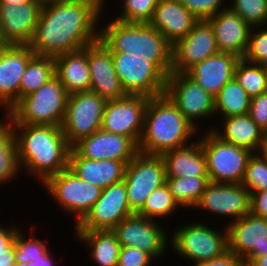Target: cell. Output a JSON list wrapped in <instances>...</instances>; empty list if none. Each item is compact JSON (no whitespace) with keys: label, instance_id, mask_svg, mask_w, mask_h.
I'll list each match as a JSON object with an SVG mask.
<instances>
[{"label":"cell","instance_id":"3957f363","mask_svg":"<svg viewBox=\"0 0 267 266\" xmlns=\"http://www.w3.org/2000/svg\"><path fill=\"white\" fill-rule=\"evenodd\" d=\"M197 131L166 94L151 97L145 111L138 151L161 156L164 152L186 146Z\"/></svg>","mask_w":267,"mask_h":266},{"label":"cell","instance_id":"f1b7e54d","mask_svg":"<svg viewBox=\"0 0 267 266\" xmlns=\"http://www.w3.org/2000/svg\"><path fill=\"white\" fill-rule=\"evenodd\" d=\"M223 131L211 127V131L222 141L259 153L264 142L263 130L248 114L222 118Z\"/></svg>","mask_w":267,"mask_h":266},{"label":"cell","instance_id":"681fc988","mask_svg":"<svg viewBox=\"0 0 267 266\" xmlns=\"http://www.w3.org/2000/svg\"><path fill=\"white\" fill-rule=\"evenodd\" d=\"M0 266H16L15 255H0Z\"/></svg>","mask_w":267,"mask_h":266},{"label":"cell","instance_id":"d590c367","mask_svg":"<svg viewBox=\"0 0 267 266\" xmlns=\"http://www.w3.org/2000/svg\"><path fill=\"white\" fill-rule=\"evenodd\" d=\"M178 207V203L174 200L169 187L165 183L156 190H153L137 215L152 220H158L156 218H163L169 214L171 215Z\"/></svg>","mask_w":267,"mask_h":266},{"label":"cell","instance_id":"8d00e7d4","mask_svg":"<svg viewBox=\"0 0 267 266\" xmlns=\"http://www.w3.org/2000/svg\"><path fill=\"white\" fill-rule=\"evenodd\" d=\"M160 0H123V8L116 20L124 23H149Z\"/></svg>","mask_w":267,"mask_h":266},{"label":"cell","instance_id":"7c38bea8","mask_svg":"<svg viewBox=\"0 0 267 266\" xmlns=\"http://www.w3.org/2000/svg\"><path fill=\"white\" fill-rule=\"evenodd\" d=\"M165 94L196 129L197 119L215 114L214 96L186 73L171 72L167 76Z\"/></svg>","mask_w":267,"mask_h":266},{"label":"cell","instance_id":"ba28073f","mask_svg":"<svg viewBox=\"0 0 267 266\" xmlns=\"http://www.w3.org/2000/svg\"><path fill=\"white\" fill-rule=\"evenodd\" d=\"M42 185L61 208L76 215V224L89 212L103 190L80 179L69 167L50 176Z\"/></svg>","mask_w":267,"mask_h":266},{"label":"cell","instance_id":"f907efd6","mask_svg":"<svg viewBox=\"0 0 267 266\" xmlns=\"http://www.w3.org/2000/svg\"><path fill=\"white\" fill-rule=\"evenodd\" d=\"M249 266H267V255L256 258Z\"/></svg>","mask_w":267,"mask_h":266},{"label":"cell","instance_id":"d4e9b609","mask_svg":"<svg viewBox=\"0 0 267 266\" xmlns=\"http://www.w3.org/2000/svg\"><path fill=\"white\" fill-rule=\"evenodd\" d=\"M240 58L233 54L218 52L191 67L186 74L212 96L234 78V70Z\"/></svg>","mask_w":267,"mask_h":266},{"label":"cell","instance_id":"816d5d0a","mask_svg":"<svg viewBox=\"0 0 267 266\" xmlns=\"http://www.w3.org/2000/svg\"><path fill=\"white\" fill-rule=\"evenodd\" d=\"M33 0H0V4H6V5H14V4H23L28 3Z\"/></svg>","mask_w":267,"mask_h":266},{"label":"cell","instance_id":"484cf974","mask_svg":"<svg viewBox=\"0 0 267 266\" xmlns=\"http://www.w3.org/2000/svg\"><path fill=\"white\" fill-rule=\"evenodd\" d=\"M127 163L114 160H91L79 156L72 148L69 154V168L77 176L102 189L124 179Z\"/></svg>","mask_w":267,"mask_h":266},{"label":"cell","instance_id":"bcb514c9","mask_svg":"<svg viewBox=\"0 0 267 266\" xmlns=\"http://www.w3.org/2000/svg\"><path fill=\"white\" fill-rule=\"evenodd\" d=\"M194 266H246L245 261L239 258L229 250L222 256L214 258L212 260L198 262Z\"/></svg>","mask_w":267,"mask_h":266},{"label":"cell","instance_id":"74e56055","mask_svg":"<svg viewBox=\"0 0 267 266\" xmlns=\"http://www.w3.org/2000/svg\"><path fill=\"white\" fill-rule=\"evenodd\" d=\"M228 7L251 27L267 25V0H232Z\"/></svg>","mask_w":267,"mask_h":266},{"label":"cell","instance_id":"11a10c76","mask_svg":"<svg viewBox=\"0 0 267 266\" xmlns=\"http://www.w3.org/2000/svg\"><path fill=\"white\" fill-rule=\"evenodd\" d=\"M91 1L97 4L101 9L103 8V3L105 2L103 0H91Z\"/></svg>","mask_w":267,"mask_h":266},{"label":"cell","instance_id":"f5cc1de1","mask_svg":"<svg viewBox=\"0 0 267 266\" xmlns=\"http://www.w3.org/2000/svg\"><path fill=\"white\" fill-rule=\"evenodd\" d=\"M259 153L267 160V140H264Z\"/></svg>","mask_w":267,"mask_h":266},{"label":"cell","instance_id":"44dd1931","mask_svg":"<svg viewBox=\"0 0 267 266\" xmlns=\"http://www.w3.org/2000/svg\"><path fill=\"white\" fill-rule=\"evenodd\" d=\"M34 55L29 45L0 49V105L6 113L19 101L20 81Z\"/></svg>","mask_w":267,"mask_h":266},{"label":"cell","instance_id":"9c48e42d","mask_svg":"<svg viewBox=\"0 0 267 266\" xmlns=\"http://www.w3.org/2000/svg\"><path fill=\"white\" fill-rule=\"evenodd\" d=\"M203 224H185L171 237L173 251L194 264L220 257L228 251L227 229L222 233Z\"/></svg>","mask_w":267,"mask_h":266},{"label":"cell","instance_id":"4dcf8cb0","mask_svg":"<svg viewBox=\"0 0 267 266\" xmlns=\"http://www.w3.org/2000/svg\"><path fill=\"white\" fill-rule=\"evenodd\" d=\"M215 113L222 118L249 113L251 97L233 78L227 82L214 97Z\"/></svg>","mask_w":267,"mask_h":266},{"label":"cell","instance_id":"60d3db41","mask_svg":"<svg viewBox=\"0 0 267 266\" xmlns=\"http://www.w3.org/2000/svg\"><path fill=\"white\" fill-rule=\"evenodd\" d=\"M254 28H257V30H254ZM260 28L261 26L259 28H251L244 59L255 64L264 65L267 63V26H262V29Z\"/></svg>","mask_w":267,"mask_h":266},{"label":"cell","instance_id":"f546056e","mask_svg":"<svg viewBox=\"0 0 267 266\" xmlns=\"http://www.w3.org/2000/svg\"><path fill=\"white\" fill-rule=\"evenodd\" d=\"M75 237L88 244L90 259L98 266H117L121 245L112 230L76 231Z\"/></svg>","mask_w":267,"mask_h":266},{"label":"cell","instance_id":"30bf717a","mask_svg":"<svg viewBox=\"0 0 267 266\" xmlns=\"http://www.w3.org/2000/svg\"><path fill=\"white\" fill-rule=\"evenodd\" d=\"M106 102L100 95L92 91L68 95L61 128L71 147L79 140L89 137L101 129Z\"/></svg>","mask_w":267,"mask_h":266},{"label":"cell","instance_id":"d6a6232c","mask_svg":"<svg viewBox=\"0 0 267 266\" xmlns=\"http://www.w3.org/2000/svg\"><path fill=\"white\" fill-rule=\"evenodd\" d=\"M6 120V121H5ZM5 121V122H4ZM17 144L13 128L7 118L0 121V184L16 179L20 171Z\"/></svg>","mask_w":267,"mask_h":266},{"label":"cell","instance_id":"7402d4cb","mask_svg":"<svg viewBox=\"0 0 267 266\" xmlns=\"http://www.w3.org/2000/svg\"><path fill=\"white\" fill-rule=\"evenodd\" d=\"M87 55L91 76L90 91L106 101L126 97L114 68L112 53L100 40L87 46Z\"/></svg>","mask_w":267,"mask_h":266},{"label":"cell","instance_id":"8992f818","mask_svg":"<svg viewBox=\"0 0 267 266\" xmlns=\"http://www.w3.org/2000/svg\"><path fill=\"white\" fill-rule=\"evenodd\" d=\"M202 137L199 141L206 155L210 182L242 184L253 152L222 141L211 130Z\"/></svg>","mask_w":267,"mask_h":266},{"label":"cell","instance_id":"c3c4849f","mask_svg":"<svg viewBox=\"0 0 267 266\" xmlns=\"http://www.w3.org/2000/svg\"><path fill=\"white\" fill-rule=\"evenodd\" d=\"M51 258V253L49 252L47 255H40L35 262L29 261L28 263L23 262H15L16 266H54L55 262Z\"/></svg>","mask_w":267,"mask_h":266},{"label":"cell","instance_id":"f35d334b","mask_svg":"<svg viewBox=\"0 0 267 266\" xmlns=\"http://www.w3.org/2000/svg\"><path fill=\"white\" fill-rule=\"evenodd\" d=\"M242 184L250 193L267 190V160L260 153L249 158Z\"/></svg>","mask_w":267,"mask_h":266},{"label":"cell","instance_id":"1f68e13d","mask_svg":"<svg viewBox=\"0 0 267 266\" xmlns=\"http://www.w3.org/2000/svg\"><path fill=\"white\" fill-rule=\"evenodd\" d=\"M54 76V57L34 55L29 60L26 70L21 78L19 100L39 89Z\"/></svg>","mask_w":267,"mask_h":266},{"label":"cell","instance_id":"9a60e30c","mask_svg":"<svg viewBox=\"0 0 267 266\" xmlns=\"http://www.w3.org/2000/svg\"><path fill=\"white\" fill-rule=\"evenodd\" d=\"M225 228L228 250L242 258L246 266L267 255V219L248 213L237 221L229 222Z\"/></svg>","mask_w":267,"mask_h":266},{"label":"cell","instance_id":"ac0fdd59","mask_svg":"<svg viewBox=\"0 0 267 266\" xmlns=\"http://www.w3.org/2000/svg\"><path fill=\"white\" fill-rule=\"evenodd\" d=\"M250 201L251 193L243 184L210 182L194 208L232 217L233 222L250 213Z\"/></svg>","mask_w":267,"mask_h":266},{"label":"cell","instance_id":"e575fe53","mask_svg":"<svg viewBox=\"0 0 267 266\" xmlns=\"http://www.w3.org/2000/svg\"><path fill=\"white\" fill-rule=\"evenodd\" d=\"M234 78L251 98L267 91V76L263 65L241 58L236 64Z\"/></svg>","mask_w":267,"mask_h":266},{"label":"cell","instance_id":"603a6c76","mask_svg":"<svg viewBox=\"0 0 267 266\" xmlns=\"http://www.w3.org/2000/svg\"><path fill=\"white\" fill-rule=\"evenodd\" d=\"M226 7L207 20L213 28L219 52L233 54L241 59L246 54L252 27Z\"/></svg>","mask_w":267,"mask_h":266},{"label":"cell","instance_id":"7bdbcfd3","mask_svg":"<svg viewBox=\"0 0 267 266\" xmlns=\"http://www.w3.org/2000/svg\"><path fill=\"white\" fill-rule=\"evenodd\" d=\"M152 258L150 254L138 248L121 246L117 266H149Z\"/></svg>","mask_w":267,"mask_h":266},{"label":"cell","instance_id":"db71d44e","mask_svg":"<svg viewBox=\"0 0 267 266\" xmlns=\"http://www.w3.org/2000/svg\"><path fill=\"white\" fill-rule=\"evenodd\" d=\"M6 46H8V44L5 42V40L2 36L1 30H0V49L4 48Z\"/></svg>","mask_w":267,"mask_h":266},{"label":"cell","instance_id":"ab89813d","mask_svg":"<svg viewBox=\"0 0 267 266\" xmlns=\"http://www.w3.org/2000/svg\"><path fill=\"white\" fill-rule=\"evenodd\" d=\"M15 262L28 263L36 261L40 255H47L50 250L44 242L39 238L31 235V238L26 239L21 231L18 232L15 240Z\"/></svg>","mask_w":267,"mask_h":266},{"label":"cell","instance_id":"4fadbf2b","mask_svg":"<svg viewBox=\"0 0 267 266\" xmlns=\"http://www.w3.org/2000/svg\"><path fill=\"white\" fill-rule=\"evenodd\" d=\"M133 215L124 180L103 188L101 196L85 217L75 224V231L113 230L122 220Z\"/></svg>","mask_w":267,"mask_h":266},{"label":"cell","instance_id":"4316f807","mask_svg":"<svg viewBox=\"0 0 267 266\" xmlns=\"http://www.w3.org/2000/svg\"><path fill=\"white\" fill-rule=\"evenodd\" d=\"M55 75L68 94L90 91L91 76L87 46L54 57Z\"/></svg>","mask_w":267,"mask_h":266},{"label":"cell","instance_id":"ee69618b","mask_svg":"<svg viewBox=\"0 0 267 266\" xmlns=\"http://www.w3.org/2000/svg\"><path fill=\"white\" fill-rule=\"evenodd\" d=\"M248 115L264 130L267 126V91L251 98Z\"/></svg>","mask_w":267,"mask_h":266},{"label":"cell","instance_id":"680465c9","mask_svg":"<svg viewBox=\"0 0 267 266\" xmlns=\"http://www.w3.org/2000/svg\"><path fill=\"white\" fill-rule=\"evenodd\" d=\"M263 66H264V69H265V72H266V76H267V63H265Z\"/></svg>","mask_w":267,"mask_h":266},{"label":"cell","instance_id":"cb8c5ba5","mask_svg":"<svg viewBox=\"0 0 267 266\" xmlns=\"http://www.w3.org/2000/svg\"><path fill=\"white\" fill-rule=\"evenodd\" d=\"M198 20L179 0H160L149 24L174 46Z\"/></svg>","mask_w":267,"mask_h":266},{"label":"cell","instance_id":"8fae6325","mask_svg":"<svg viewBox=\"0 0 267 266\" xmlns=\"http://www.w3.org/2000/svg\"><path fill=\"white\" fill-rule=\"evenodd\" d=\"M130 210L137 214L147 197L166 183L165 163L161 156L138 153L127 165L124 176Z\"/></svg>","mask_w":267,"mask_h":266},{"label":"cell","instance_id":"6da1fadb","mask_svg":"<svg viewBox=\"0 0 267 266\" xmlns=\"http://www.w3.org/2000/svg\"><path fill=\"white\" fill-rule=\"evenodd\" d=\"M102 9L91 0H55L42 6L34 37L35 55L56 57L99 40Z\"/></svg>","mask_w":267,"mask_h":266},{"label":"cell","instance_id":"83f0119b","mask_svg":"<svg viewBox=\"0 0 267 266\" xmlns=\"http://www.w3.org/2000/svg\"><path fill=\"white\" fill-rule=\"evenodd\" d=\"M161 157L165 163L166 177L208 176L207 159L199 139L189 146L164 152Z\"/></svg>","mask_w":267,"mask_h":266},{"label":"cell","instance_id":"b9f144b4","mask_svg":"<svg viewBox=\"0 0 267 266\" xmlns=\"http://www.w3.org/2000/svg\"><path fill=\"white\" fill-rule=\"evenodd\" d=\"M199 20H207L223 10L224 0H179Z\"/></svg>","mask_w":267,"mask_h":266},{"label":"cell","instance_id":"d6986e66","mask_svg":"<svg viewBox=\"0 0 267 266\" xmlns=\"http://www.w3.org/2000/svg\"><path fill=\"white\" fill-rule=\"evenodd\" d=\"M79 156L91 160L129 163L138 153V145L129 137L99 129L71 147Z\"/></svg>","mask_w":267,"mask_h":266},{"label":"cell","instance_id":"2e32d148","mask_svg":"<svg viewBox=\"0 0 267 266\" xmlns=\"http://www.w3.org/2000/svg\"><path fill=\"white\" fill-rule=\"evenodd\" d=\"M156 221L133 214L122 220L112 231L122 247L138 248L157 259L168 248V238L164 228Z\"/></svg>","mask_w":267,"mask_h":266},{"label":"cell","instance_id":"e0dca14e","mask_svg":"<svg viewBox=\"0 0 267 266\" xmlns=\"http://www.w3.org/2000/svg\"><path fill=\"white\" fill-rule=\"evenodd\" d=\"M219 52L208 20H198L192 30L172 48V72L186 73L195 64Z\"/></svg>","mask_w":267,"mask_h":266},{"label":"cell","instance_id":"6f0895ef","mask_svg":"<svg viewBox=\"0 0 267 266\" xmlns=\"http://www.w3.org/2000/svg\"><path fill=\"white\" fill-rule=\"evenodd\" d=\"M36 1H39V2H41L42 4H45V3L53 2V1H55V0H36Z\"/></svg>","mask_w":267,"mask_h":266},{"label":"cell","instance_id":"9f6ffc18","mask_svg":"<svg viewBox=\"0 0 267 266\" xmlns=\"http://www.w3.org/2000/svg\"><path fill=\"white\" fill-rule=\"evenodd\" d=\"M263 138H264V140H267V126H266V128L263 130Z\"/></svg>","mask_w":267,"mask_h":266},{"label":"cell","instance_id":"5bb4252c","mask_svg":"<svg viewBox=\"0 0 267 266\" xmlns=\"http://www.w3.org/2000/svg\"><path fill=\"white\" fill-rule=\"evenodd\" d=\"M149 97L127 95L106 102L101 129L131 138L137 145L144 128V117Z\"/></svg>","mask_w":267,"mask_h":266},{"label":"cell","instance_id":"5b68a950","mask_svg":"<svg viewBox=\"0 0 267 266\" xmlns=\"http://www.w3.org/2000/svg\"><path fill=\"white\" fill-rule=\"evenodd\" d=\"M68 93L55 75L39 89L21 98L7 113L10 124L61 127Z\"/></svg>","mask_w":267,"mask_h":266},{"label":"cell","instance_id":"7dc6e473","mask_svg":"<svg viewBox=\"0 0 267 266\" xmlns=\"http://www.w3.org/2000/svg\"><path fill=\"white\" fill-rule=\"evenodd\" d=\"M250 213L267 219V190L251 193Z\"/></svg>","mask_w":267,"mask_h":266},{"label":"cell","instance_id":"f6af8a7d","mask_svg":"<svg viewBox=\"0 0 267 266\" xmlns=\"http://www.w3.org/2000/svg\"><path fill=\"white\" fill-rule=\"evenodd\" d=\"M20 230L13 227H2L0 225V255H15L14 240Z\"/></svg>","mask_w":267,"mask_h":266},{"label":"cell","instance_id":"7a4b0ae2","mask_svg":"<svg viewBox=\"0 0 267 266\" xmlns=\"http://www.w3.org/2000/svg\"><path fill=\"white\" fill-rule=\"evenodd\" d=\"M17 144L20 168L42 184L50 177L69 167L71 146L62 128L52 125L11 124ZM21 131V132H20ZM25 167V168H24Z\"/></svg>","mask_w":267,"mask_h":266},{"label":"cell","instance_id":"836d02e7","mask_svg":"<svg viewBox=\"0 0 267 266\" xmlns=\"http://www.w3.org/2000/svg\"><path fill=\"white\" fill-rule=\"evenodd\" d=\"M210 183L208 176L166 177L170 193L180 207H195Z\"/></svg>","mask_w":267,"mask_h":266},{"label":"cell","instance_id":"52a82bcc","mask_svg":"<svg viewBox=\"0 0 267 266\" xmlns=\"http://www.w3.org/2000/svg\"><path fill=\"white\" fill-rule=\"evenodd\" d=\"M116 74L127 95L149 98L165 94L167 76L144 57L112 53Z\"/></svg>","mask_w":267,"mask_h":266},{"label":"cell","instance_id":"ffe728a7","mask_svg":"<svg viewBox=\"0 0 267 266\" xmlns=\"http://www.w3.org/2000/svg\"><path fill=\"white\" fill-rule=\"evenodd\" d=\"M43 4H0V30L8 45H29L34 37Z\"/></svg>","mask_w":267,"mask_h":266},{"label":"cell","instance_id":"277c9868","mask_svg":"<svg viewBox=\"0 0 267 266\" xmlns=\"http://www.w3.org/2000/svg\"><path fill=\"white\" fill-rule=\"evenodd\" d=\"M99 29V40L111 53L144 57L166 76L172 72V48L149 23H124L116 19Z\"/></svg>","mask_w":267,"mask_h":266}]
</instances>
